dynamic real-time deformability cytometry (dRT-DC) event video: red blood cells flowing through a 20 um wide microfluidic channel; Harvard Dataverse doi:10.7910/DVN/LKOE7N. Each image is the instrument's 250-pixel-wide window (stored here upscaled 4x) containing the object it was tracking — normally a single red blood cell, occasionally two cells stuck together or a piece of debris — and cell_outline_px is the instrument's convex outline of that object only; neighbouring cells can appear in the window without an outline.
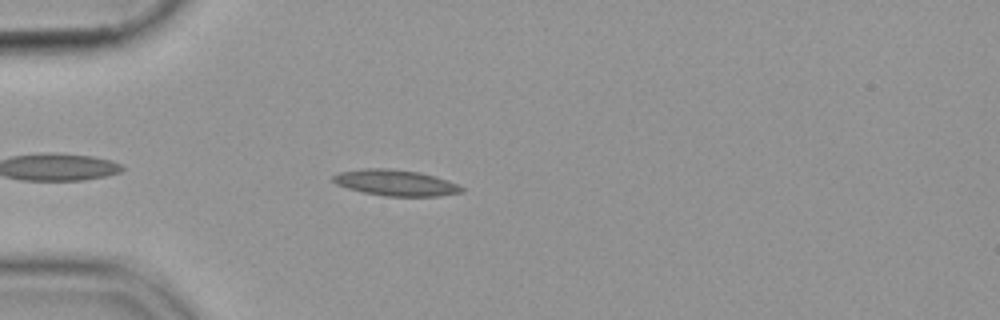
{"species": "common noctule bat (a hibernating species)", "species_latin": "Nyctalus noctula", "temperature_condition": "cold", "stored_images_in_passage": 44, "camera_frame_rate_fps": 3000, "um_per_image_px": 0.085, "animal": {"sex": "female", "body_mass_g": 19.9}, "frame": {"image": 1, "passage_image": 5, "time_ms": 1.333, "image_size_px": [1000, 320], "cell_outline_px": [[464, 192], [436, 196], [384, 196], [364, 192], [348, 188], [336, 184], [332, 180], [332, 176], [340, 172], [364, 168], [388, 168], [420, 172], [436, 176], [448, 180], [464, 188]], "centroid_in_image_um": [33.63, 15.53], "position_along_channel_um": 51.4, "area_um2": 19.48}}
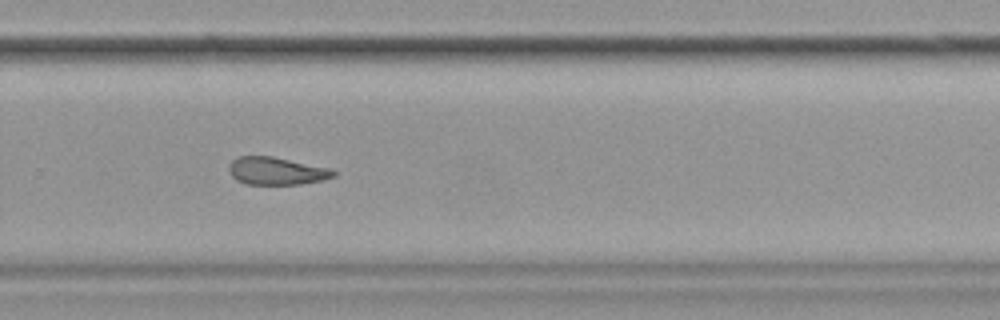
{"frame": {"image": 2, "passage_image": 27, "time_ms": 8.667, "image_size_px": [1000, 320], "cell_outline_px": [[336, 176], [324, 180], [300, 184], [244, 184], [236, 180], [232, 176], [228, 168], [228, 164], [232, 160], [240, 156], [272, 156], [328, 168], [336, 172]], "centroid_in_image_um": [23.47, 14.54], "position_along_channel_um": 306.3, "area_um2": 16.82}}
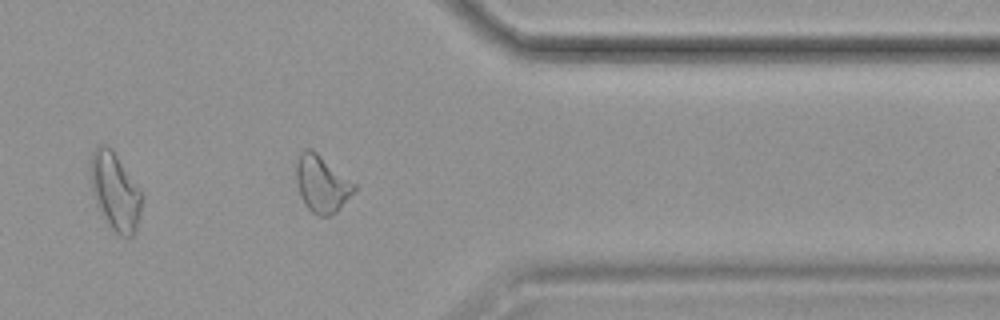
{"frame": {"image": 3, "passage_image": 34, "time_ms": 11.0, "image_size_px": [1000, 320], "cell_outline_px": [[356, 188], [336, 212], [328, 216], [316, 216], [308, 208], [300, 196], [296, 184], [296, 164], [300, 152], [304, 148], [312, 148], [356, 184]], "centroid_in_image_um": [27.32, 15.61], "position_along_channel_um": 384.1, "area_um2": 19.19}}